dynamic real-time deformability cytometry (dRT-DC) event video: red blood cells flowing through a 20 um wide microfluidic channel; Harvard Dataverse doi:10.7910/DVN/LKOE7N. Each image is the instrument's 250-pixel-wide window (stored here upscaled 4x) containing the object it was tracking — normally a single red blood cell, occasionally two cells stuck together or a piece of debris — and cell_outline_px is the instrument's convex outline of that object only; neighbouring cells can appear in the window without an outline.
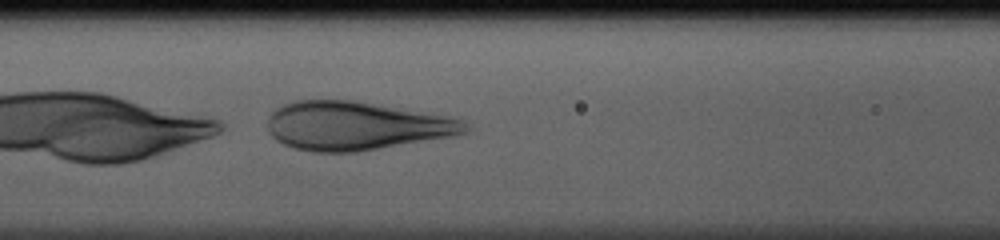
{"species": "human", "species_latin": "Homo sapiens", "temperature_condition": "cold", "stored_images_in_passage": 25, "camera_frame_rate_fps": 3000, "um_per_image_px": 0.085, "donor": {"sex": "male"}, "frame": {"image": 1, "passage_image": 6, "time_ms": 1.667, "image_size_px": [1000, 240], "cell_outline_px": [[472, 128], [468, 132], [456, 136], [356, 152], [312, 152], [296, 148], [284, 144], [276, 140], [268, 132], [268, 120], [272, 112], [276, 108], [284, 104], [296, 100], [348, 100], [448, 116], [464, 120]], "centroid_in_image_um": [30.29, 10.71], "position_along_channel_um": 136.3, "area_um2": 55.89}}
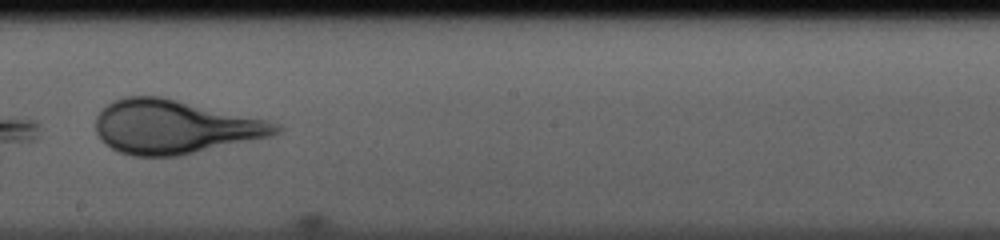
{"frame": {"image": 2, "passage_image": 13, "time_ms": 4.0, "image_size_px": [1000, 240], "cell_outline_px": [[284, 128], [280, 132], [272, 136], [180, 156], [132, 156], [120, 152], [104, 144], [100, 140], [96, 132], [96, 116], [112, 100], [124, 96], [160, 96], [268, 120], [280, 124]], "centroid_in_image_um": [14.84, 10.79], "position_along_channel_um": 233.4, "area_um2": 56.7}}
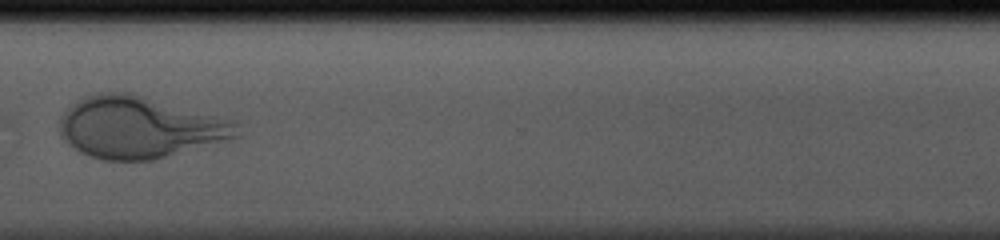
{"frame": {"image": 3, "passage_image": 22, "time_ms": 7.0, "image_size_px": [1000, 240], "cell_outline_px": [[240, 136], [232, 140], [152, 160], [104, 160], [80, 152], [60, 136], [60, 116], [76, 100], [84, 96], [96, 92], [128, 92], [236, 120], [240, 124]], "centroid_in_image_um": [11.92, 10.82], "position_along_channel_um": 358.7, "area_um2": 64.22}}